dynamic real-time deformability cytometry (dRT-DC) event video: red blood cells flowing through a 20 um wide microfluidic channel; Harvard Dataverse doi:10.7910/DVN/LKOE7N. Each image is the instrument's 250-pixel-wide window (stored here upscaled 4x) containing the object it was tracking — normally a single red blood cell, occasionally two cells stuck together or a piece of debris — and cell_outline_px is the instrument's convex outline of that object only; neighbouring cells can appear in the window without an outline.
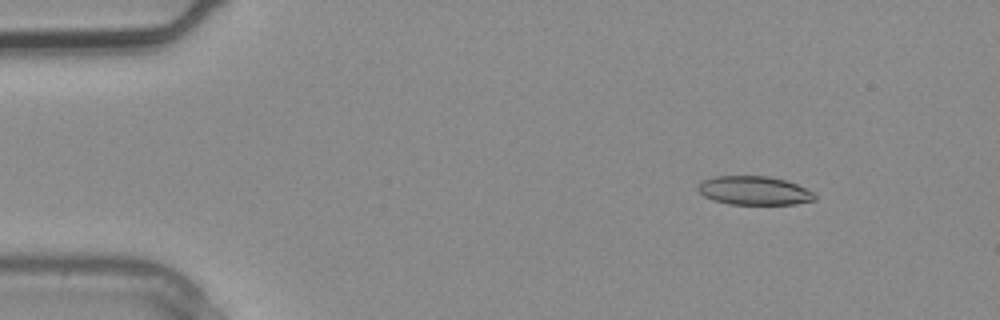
{"species": "common noctule bat (a hibernating species)", "species_latin": "Nyctalus noctula", "temperature_condition": "warm", "stored_images_in_passage": 2, "camera_frame_rate_fps": 3000, "um_per_image_px": 0.085, "animal": {"sex": "male", "body_mass_g": 20.4}, "frame": {"image": 1, "passage_image": 1, "time_ms": 0.0, "image_size_px": [1000, 320], "cell_outline_px": [[816, 200], [796, 204], [728, 204], [712, 200], [704, 196], [696, 188], [704, 180], [716, 176], [768, 176], [784, 180], [796, 184], [816, 192]], "centroid_in_image_um": [64.14, 16.21], "position_along_channel_um": 20.9, "area_um2": 19.59}}